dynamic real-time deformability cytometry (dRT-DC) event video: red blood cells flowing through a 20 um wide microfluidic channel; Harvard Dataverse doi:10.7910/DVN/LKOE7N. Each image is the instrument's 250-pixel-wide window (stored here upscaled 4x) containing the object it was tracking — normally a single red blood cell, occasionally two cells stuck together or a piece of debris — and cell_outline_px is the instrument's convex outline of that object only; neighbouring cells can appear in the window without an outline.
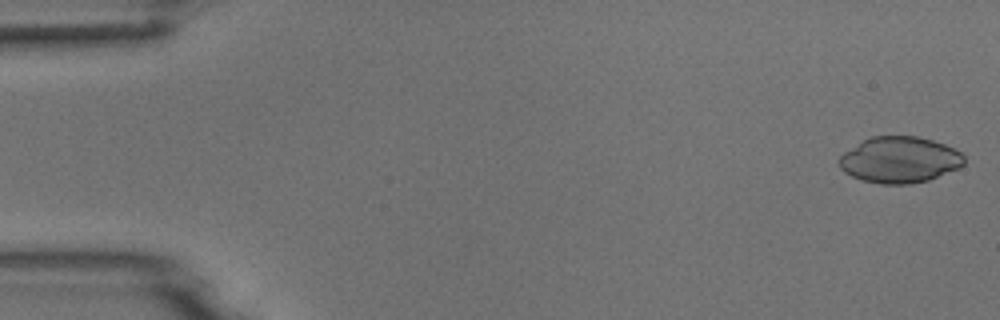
{"species": "common noctule bat (a hibernating species)", "species_latin": "Nyctalus noctula", "temperature_condition": "room temperature", "stored_images_in_passage": 50, "camera_frame_rate_fps": 3000, "um_per_image_px": 0.085, "animal": {"sex": "male", "body_mass_g": 18.8}, "frame": {"image": 1, "passage_image": 1, "time_ms": 0.0, "image_size_px": [1000, 320], "cell_outline_px": [[964, 164], [960, 168], [928, 180], [908, 184], [880, 184], [860, 180], [844, 172], [840, 168], [840, 156], [844, 152], [864, 140], [872, 136], [916, 136], [932, 140], [944, 144], [960, 152], [964, 156]], "centroid_in_image_um": [76.47, 13.59], "position_along_channel_um": 8.5, "area_um2": 33.52}}